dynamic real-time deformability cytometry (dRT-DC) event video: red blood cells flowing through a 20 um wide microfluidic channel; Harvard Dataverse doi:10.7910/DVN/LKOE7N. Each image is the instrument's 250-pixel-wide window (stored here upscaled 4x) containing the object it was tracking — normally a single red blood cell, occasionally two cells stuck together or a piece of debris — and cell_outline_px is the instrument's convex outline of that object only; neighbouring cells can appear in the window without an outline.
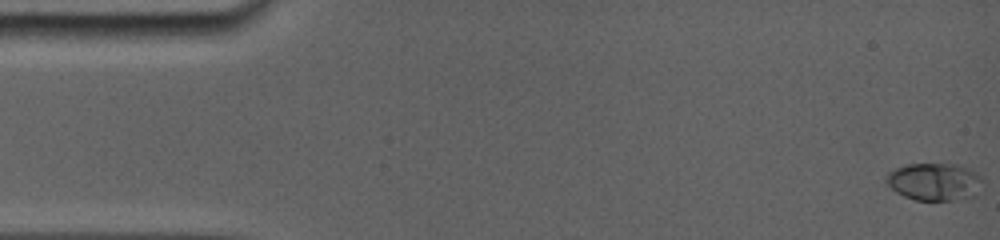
{"species": "common noctule bat (a hibernating species)", "species_latin": "Nyctalus noctula", "temperature_condition": "room temperature", "stored_images_in_passage": 66, "camera_frame_rate_fps": 5000, "um_per_image_px": 0.085, "animal": {"sex": "female", "body_mass_g": 19.0, "forearm_length_mm": 56.7}, "frame": {"image": 1, "passage_image": 1, "time_ms": 0.0, "image_size_px": [1000, 240], "cell_outline_px": [[976, 176], [964, 192], [960, 196], [952, 200], [916, 200], [904, 196], [896, 192], [888, 184], [888, 176], [892, 172], [900, 168], [912, 164], [940, 164], [956, 168], [968, 172]], "centroid_in_image_um": [79.06, 15.46], "position_along_channel_um": 5.9, "area_um2": 17.86}}
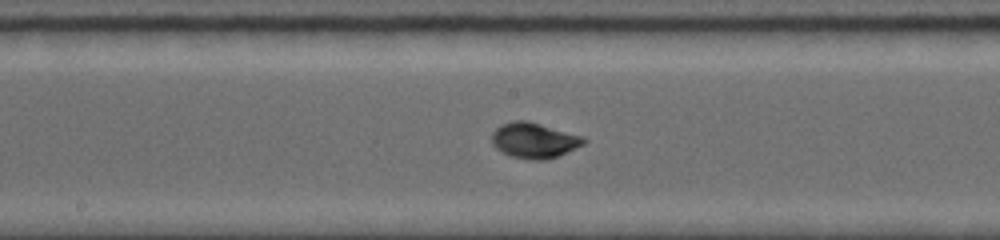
{"frame": {"image": 2, "passage_image": 34, "time_ms": 8.6, "image_size_px": [1000, 240], "cell_outline_px": [[588, 140], [584, 144], [556, 156], [544, 160], [532, 160], [512, 156], [496, 148], [492, 144], [492, 132], [496, 128], [504, 124], [516, 120], [524, 120], [580, 136]], "centroid_in_image_um": [45.37, 11.94], "position_along_channel_um": 202.8, "area_um2": 18.32}}
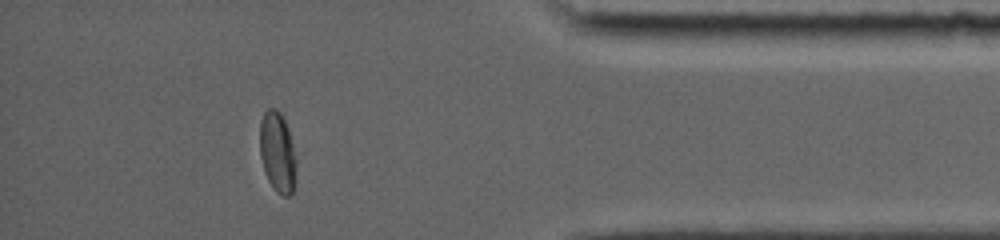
{"frame": {"image": 3, "passage_image": 58, "time_ms": 14.6, "image_size_px": [1000, 240], "cell_outline_px": [[296, 168], [292, 192], [288, 196], [284, 196], [276, 192], [272, 188], [268, 180], [260, 156], [260, 120], [264, 112], [268, 108], [276, 108], [280, 112], [288, 128], [296, 160]], "centroid_in_image_um": [23.57, 12.92], "position_along_channel_um": 411.6, "area_um2": 16.99}, "authors_computed_cell_mechanics": {"area_um2": 17.3978, "velocity_mm_per_s": 3.808, "shape_relaxation_time_tau1_ms": 3.6167, "shape_relaxation_time_tau2_ms": null, "deformation_change_tau1": 0.1694, "deformation_change_tau2": null}}